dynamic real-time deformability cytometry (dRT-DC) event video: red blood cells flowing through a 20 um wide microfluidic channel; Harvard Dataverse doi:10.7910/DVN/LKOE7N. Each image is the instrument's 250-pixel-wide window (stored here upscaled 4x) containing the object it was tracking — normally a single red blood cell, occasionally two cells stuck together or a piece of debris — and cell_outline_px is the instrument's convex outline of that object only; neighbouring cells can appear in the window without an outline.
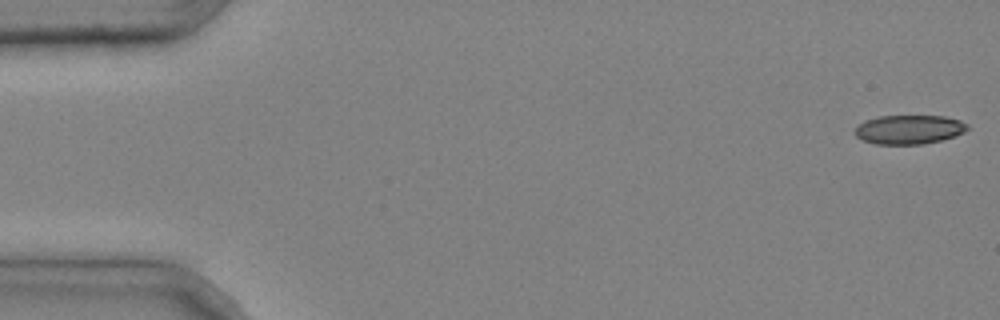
{"species": "common noctule bat (a hibernating species)", "species_latin": "Nyctalus noctula", "temperature_condition": "cold", "stored_images_in_passage": 6, "segment_of_instrument_passage": [1, 2], "camera_frame_rate_fps": 3000, "um_per_image_px": 0.085, "animal": {"sex": "male", "body_mass_g": 20.4}, "frame": {"image": 1, "passage_image": 1, "time_ms": 0.0, "image_size_px": [1000, 320], "cell_outline_px": [[968, 128], [964, 132], [940, 140], [924, 144], [876, 144], [864, 140], [856, 136], [856, 124], [864, 120], [876, 116], [944, 116], [960, 120], [968, 124]], "centroid_in_image_um": [77.24, 10.99], "position_along_channel_um": 7.8, "area_um2": 19.02}}
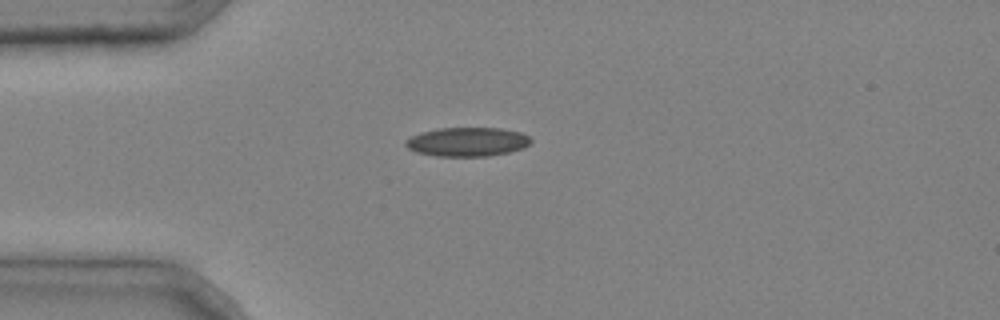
{"frame": {"image": 2, "passage_image": 4, "time_ms": 1.0, "image_size_px": [1000, 320], "cell_outline_px": [[532, 140], [524, 148], [508, 152], [488, 156], [436, 156], [416, 152], [408, 148], [404, 144], [404, 140], [420, 132], [440, 128], [500, 128], [520, 132], [528, 136]], "centroid_in_image_um": [39.7, 12.05], "position_along_channel_um": 45.3, "area_um2": 21.15}}